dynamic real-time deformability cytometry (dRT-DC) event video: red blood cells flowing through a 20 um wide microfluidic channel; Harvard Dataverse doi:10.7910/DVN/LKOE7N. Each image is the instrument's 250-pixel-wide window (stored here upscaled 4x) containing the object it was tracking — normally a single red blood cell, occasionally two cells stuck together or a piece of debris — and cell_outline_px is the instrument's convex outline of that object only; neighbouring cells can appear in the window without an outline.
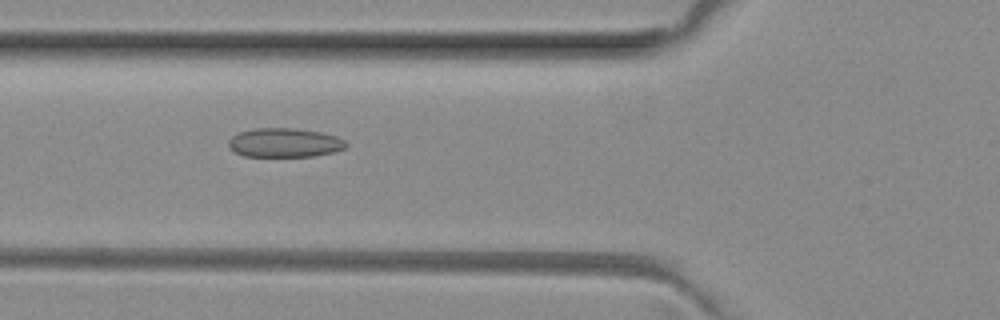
{"species": "common noctule bat (a hibernating species)", "species_latin": "Nyctalus noctula", "temperature_condition": "room temperature", "stored_images_in_passage": 51, "camera_frame_rate_fps": 3000, "um_per_image_px": 0.085, "animal": {"sex": "female", "body_mass_g": 29.2, "forearm_length_mm": 56.3}, "frame": {"image": 1, "passage_image": 19, "time_ms": 6.0, "image_size_px": [1000, 320], "cell_outline_px": [[348, 144], [344, 148], [332, 152], [312, 156], [244, 156], [232, 152], [228, 148], [228, 140], [232, 136], [240, 132], [256, 128], [296, 128], [320, 132], [336, 136], [344, 140]], "centroid_in_image_um": [24.14, 12.13], "position_along_channel_um": 101.7, "area_um2": 19.94}}
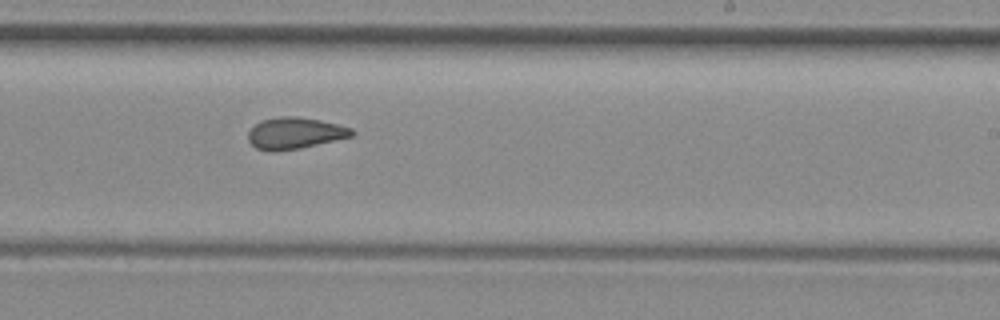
{"frame": {"image": 2, "passage_image": 31, "time_ms": 10.0, "image_size_px": [1000, 320], "cell_outline_px": [[356, 132], [352, 136], [300, 148], [276, 152], [268, 152], [256, 148], [248, 140], [248, 132], [256, 124], [264, 120], [280, 116], [296, 116], [320, 120], [352, 128]], "centroid_in_image_um": [25.05, 11.33], "position_along_channel_um": 263.9, "area_um2": 18.96}}
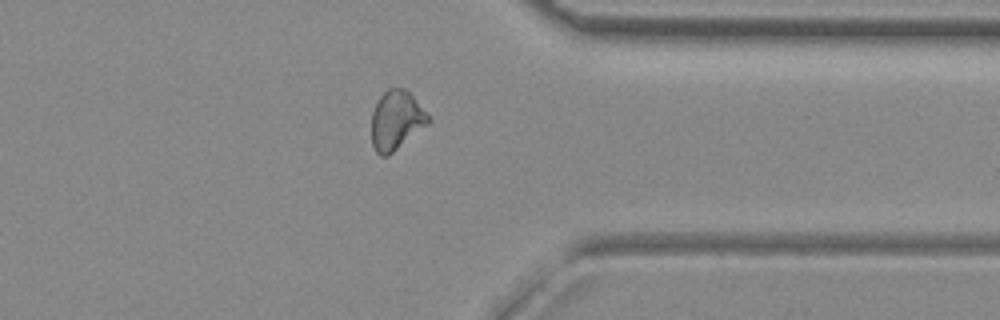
{"frame": {"image": 3, "passage_image": 40, "time_ms": 13.0, "image_size_px": [1000, 320], "cell_outline_px": [[432, 120], [428, 124], [388, 156], [380, 156], [376, 152], [372, 144], [372, 112], [380, 96], [388, 88], [404, 88], [428, 112]], "centroid_in_image_um": [33.69, 10.23], "position_along_channel_um": 377.7, "area_um2": 19.54}, "authors_computed_cell_mechanics": {"area_um2": 19.941, "velocity_mm_per_s": 4.0536, "shape_relaxation_time_tau1_ms": null, "shape_relaxation_time_tau2_ms": 2.1982, "deformation_change_tau1": null, "deformation_change_tau2": 0.0958}}